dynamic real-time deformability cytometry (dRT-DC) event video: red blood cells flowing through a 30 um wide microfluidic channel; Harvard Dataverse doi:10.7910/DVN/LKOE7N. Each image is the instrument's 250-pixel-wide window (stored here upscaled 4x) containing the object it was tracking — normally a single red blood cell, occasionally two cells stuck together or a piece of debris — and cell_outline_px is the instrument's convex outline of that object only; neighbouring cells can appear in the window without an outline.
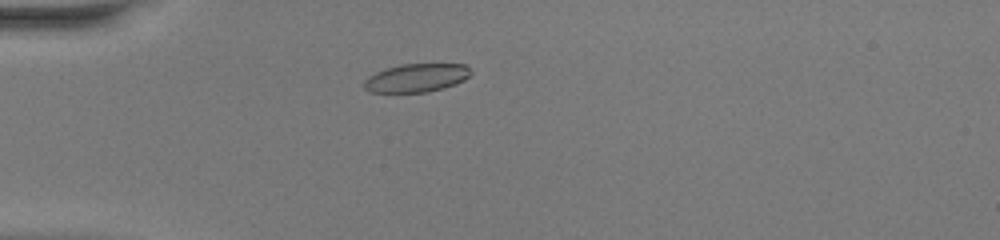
{"species": "common noctule bat (a hibernating species)", "species_latin": "Nyctalus noctula", "temperature_condition": "warm", "stored_images_in_passage": 45, "camera_frame_rate_fps": 3000, "um_per_image_px": 0.085, "animal": {"sex": "female", "body_mass_g": 20.0, "forearm_length_mm": 54.0}, "frame": {"image": 1, "passage_image": 10, "time_ms": 3.0, "image_size_px": [1000, 240], "cell_outline_px": [[472, 72], [464, 80], [456, 84], [444, 88], [428, 92], [368, 92], [364, 88], [364, 80], [368, 76], [384, 68], [400, 64], [464, 64]], "centroid_in_image_um": [35.37, 6.62], "position_along_channel_um": 49.6, "area_um2": 17.74}}
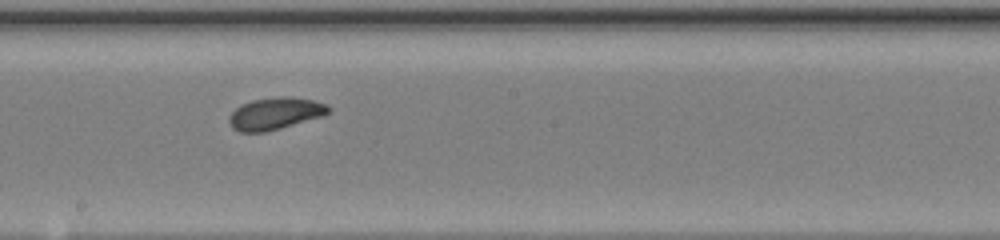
{"frame": {"image": 2, "passage_image": 24, "time_ms": 7.667, "image_size_px": [1000, 240], "cell_outline_px": [[332, 108], [324, 116], [280, 128], [264, 132], [240, 132], [232, 128], [228, 120], [228, 116], [240, 104], [252, 100], [276, 96], [288, 96], [312, 100], [328, 104]], "centroid_in_image_um": [23.39, 9.64], "position_along_channel_um": 224.8, "area_um2": 18.73}}
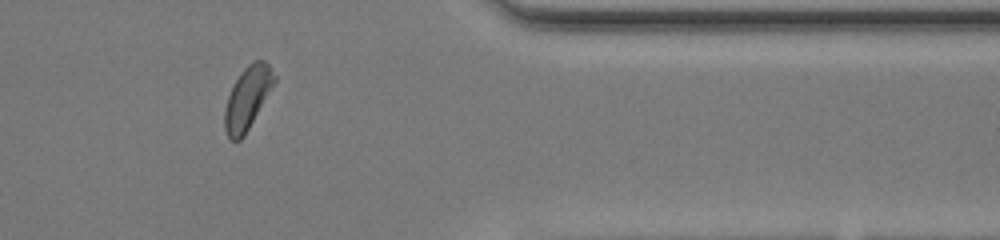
{"frame": {"image": 3, "passage_image": 37, "time_ms": 12.0, "image_size_px": [1000, 240], "cell_outline_px": [[276, 80], [244, 136], [236, 144], [228, 136], [224, 128], [224, 108], [228, 96], [240, 72], [252, 60], [264, 60], [268, 64], [276, 76]], "centroid_in_image_um": [21.02, 8.33], "position_along_channel_um": 390.4, "area_um2": 17.98}, "authors_computed_cell_mechanics": {"area_um2": 18.4382, "velocity_mm_per_s": 4.1914, "shape_relaxation_time_tau1_ms": 3.0401, "shape_relaxation_time_tau2_ms": 1.9632, "deformation_change_tau1": 0.1004, "deformation_change_tau2": 0.0747}}